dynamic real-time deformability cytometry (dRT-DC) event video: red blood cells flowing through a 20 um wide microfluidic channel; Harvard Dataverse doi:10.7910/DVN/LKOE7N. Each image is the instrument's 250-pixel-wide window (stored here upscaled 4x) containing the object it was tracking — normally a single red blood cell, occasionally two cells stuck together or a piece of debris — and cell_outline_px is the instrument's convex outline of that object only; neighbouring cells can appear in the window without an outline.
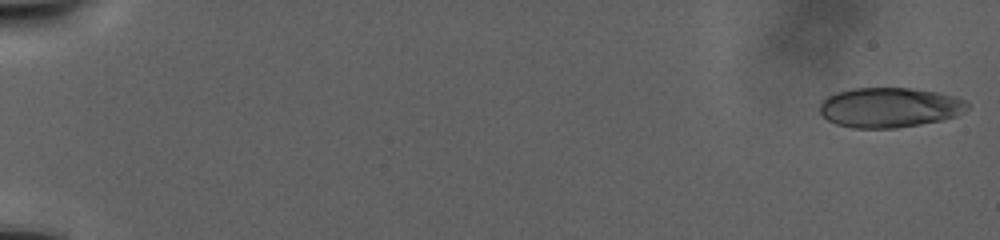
{"species": "human", "species_latin": "Homo sapiens", "temperature_condition": "warm", "stored_images_in_passage": 74, "camera_frame_rate_fps": 3000, "um_per_image_px": 0.085, "donor": {"sex": "male"}, "frame": {"image": 1, "passage_image": 1, "time_ms": 0.0, "image_size_px": [1000, 240], "cell_outline_px": [[972, 104], [964, 112], [956, 116], [944, 120], [896, 128], [852, 128], [836, 124], [828, 120], [820, 112], [820, 104], [828, 96], [836, 92], [856, 88], [912, 88], [940, 92], [956, 96], [968, 100]], "centroid_in_image_um": [75.69, 9.13], "position_along_channel_um": 9.3, "area_um2": 34.74}}
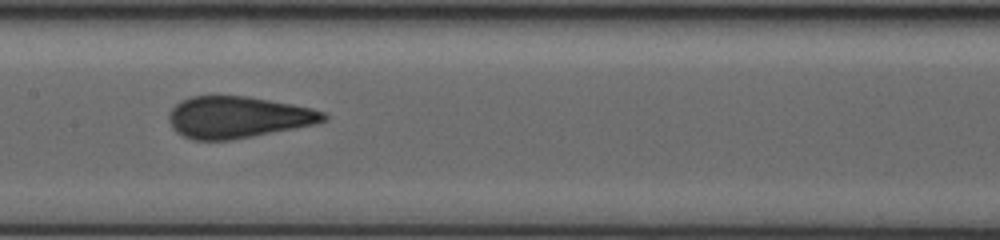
{"frame": {"image": 2, "passage_image": 42, "time_ms": 22.0, "image_size_px": [1000, 240], "cell_outline_px": [[328, 120], [316, 124], [252, 136], [228, 140], [192, 140], [176, 132], [172, 128], [168, 120], [168, 116], [172, 108], [180, 100], [192, 96], [248, 96], [292, 104], [312, 108], [324, 112], [328, 116]], "centroid_in_image_um": [20.21, 9.96], "position_along_channel_um": 187.2, "area_um2": 37.57}}
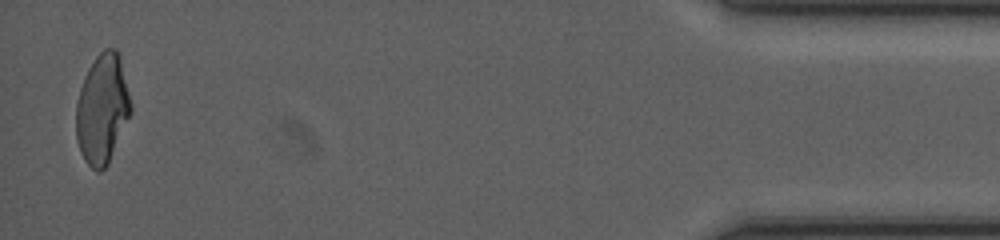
{"frame": {"image": 3, "passage_image": 73, "time_ms": 40.0, "image_size_px": [1000, 240], "cell_outline_px": [[132, 112], [108, 164], [100, 172], [96, 172], [84, 160], [80, 152], [76, 140], [76, 104], [80, 88], [88, 68], [96, 56], [104, 48], [116, 48], [120, 52], [132, 104]], "centroid_in_image_um": [8.71, 9.24], "position_along_channel_um": 426.5, "area_um2": 35.49}}